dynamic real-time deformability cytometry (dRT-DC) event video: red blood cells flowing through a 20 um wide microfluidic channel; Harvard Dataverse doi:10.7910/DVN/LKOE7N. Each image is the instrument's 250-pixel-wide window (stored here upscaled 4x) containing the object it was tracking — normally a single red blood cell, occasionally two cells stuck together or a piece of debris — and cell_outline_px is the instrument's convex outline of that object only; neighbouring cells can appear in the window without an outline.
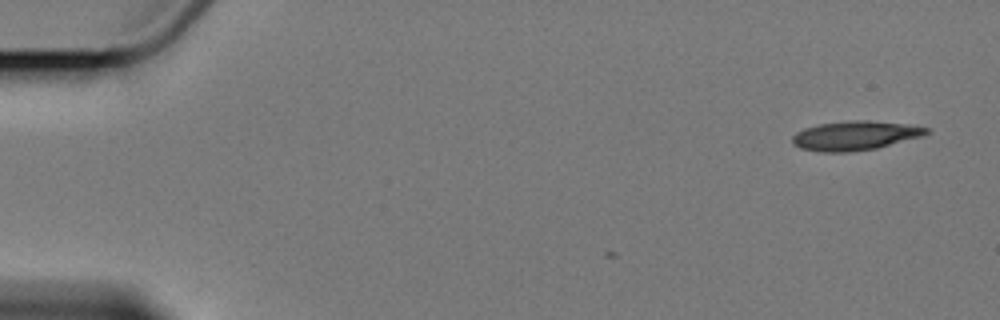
{"species": "Egyptian fruit bat (a non-hibernating species)", "species_latin": "Rousettus aegyptiacus", "temperature_condition": "cold", "stored_images_in_passage": 2, "camera_frame_rate_fps": 3000, "um_per_image_px": 0.085, "animal": {"sex": "female"}, "frame": {"image": 1, "passage_image": 2, "time_ms": 1.0, "image_size_px": [1000, 320], "cell_outline_px": [[932, 128], [924, 136], [876, 148], [848, 152], [820, 152], [800, 148], [792, 144], [792, 136], [796, 132], [804, 128], [820, 124], [856, 120], [868, 120], [904, 124]], "centroid_in_image_um": [72.68, 11.53], "position_along_channel_um": 12.3, "area_um2": 22.77}}